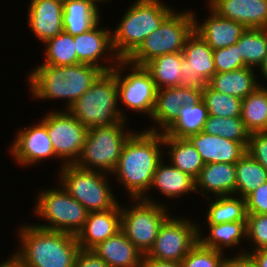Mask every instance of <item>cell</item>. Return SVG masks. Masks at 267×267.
Listing matches in <instances>:
<instances>
[{
	"mask_svg": "<svg viewBox=\"0 0 267 267\" xmlns=\"http://www.w3.org/2000/svg\"><path fill=\"white\" fill-rule=\"evenodd\" d=\"M163 133L143 129L126 141L118 163L111 173L131 199L159 203L149 194L153 175L164 158Z\"/></svg>",
	"mask_w": 267,
	"mask_h": 267,
	"instance_id": "obj_1",
	"label": "cell"
},
{
	"mask_svg": "<svg viewBox=\"0 0 267 267\" xmlns=\"http://www.w3.org/2000/svg\"><path fill=\"white\" fill-rule=\"evenodd\" d=\"M28 224L17 229L20 243L13 259L23 267H74L81 250L75 235Z\"/></svg>",
	"mask_w": 267,
	"mask_h": 267,
	"instance_id": "obj_2",
	"label": "cell"
},
{
	"mask_svg": "<svg viewBox=\"0 0 267 267\" xmlns=\"http://www.w3.org/2000/svg\"><path fill=\"white\" fill-rule=\"evenodd\" d=\"M103 73L90 64L48 66L39 64L26 76L30 95L36 100H61L64 110L78 100Z\"/></svg>",
	"mask_w": 267,
	"mask_h": 267,
	"instance_id": "obj_3",
	"label": "cell"
},
{
	"mask_svg": "<svg viewBox=\"0 0 267 267\" xmlns=\"http://www.w3.org/2000/svg\"><path fill=\"white\" fill-rule=\"evenodd\" d=\"M174 9L162 0L133 1L111 31L112 46L118 58L127 60Z\"/></svg>",
	"mask_w": 267,
	"mask_h": 267,
	"instance_id": "obj_4",
	"label": "cell"
},
{
	"mask_svg": "<svg viewBox=\"0 0 267 267\" xmlns=\"http://www.w3.org/2000/svg\"><path fill=\"white\" fill-rule=\"evenodd\" d=\"M119 105L116 77L112 72H103L68 111L87 129H91L127 121V114L121 106L119 109Z\"/></svg>",
	"mask_w": 267,
	"mask_h": 267,
	"instance_id": "obj_5",
	"label": "cell"
},
{
	"mask_svg": "<svg viewBox=\"0 0 267 267\" xmlns=\"http://www.w3.org/2000/svg\"><path fill=\"white\" fill-rule=\"evenodd\" d=\"M57 173L60 185L88 212L112 209L119 203L111 189V181H108L110 174L75 164L64 165Z\"/></svg>",
	"mask_w": 267,
	"mask_h": 267,
	"instance_id": "obj_6",
	"label": "cell"
},
{
	"mask_svg": "<svg viewBox=\"0 0 267 267\" xmlns=\"http://www.w3.org/2000/svg\"><path fill=\"white\" fill-rule=\"evenodd\" d=\"M57 186L42 189L35 199L34 215L45 224L33 225L51 231L77 236L87 220L88 211L57 182ZM44 190V191H43Z\"/></svg>",
	"mask_w": 267,
	"mask_h": 267,
	"instance_id": "obj_7",
	"label": "cell"
},
{
	"mask_svg": "<svg viewBox=\"0 0 267 267\" xmlns=\"http://www.w3.org/2000/svg\"><path fill=\"white\" fill-rule=\"evenodd\" d=\"M127 121L88 129L85 142L75 165L110 174L114 171L123 147L135 130H128ZM127 127V131H126Z\"/></svg>",
	"mask_w": 267,
	"mask_h": 267,
	"instance_id": "obj_8",
	"label": "cell"
},
{
	"mask_svg": "<svg viewBox=\"0 0 267 267\" xmlns=\"http://www.w3.org/2000/svg\"><path fill=\"white\" fill-rule=\"evenodd\" d=\"M174 9L158 29L146 37L139 48L127 59L133 65L144 66L165 54L182 52L187 38L194 31L193 10Z\"/></svg>",
	"mask_w": 267,
	"mask_h": 267,
	"instance_id": "obj_9",
	"label": "cell"
},
{
	"mask_svg": "<svg viewBox=\"0 0 267 267\" xmlns=\"http://www.w3.org/2000/svg\"><path fill=\"white\" fill-rule=\"evenodd\" d=\"M150 203L142 199H132L129 205L121 207V231L146 255L153 247L157 233L170 216L168 203Z\"/></svg>",
	"mask_w": 267,
	"mask_h": 267,
	"instance_id": "obj_10",
	"label": "cell"
},
{
	"mask_svg": "<svg viewBox=\"0 0 267 267\" xmlns=\"http://www.w3.org/2000/svg\"><path fill=\"white\" fill-rule=\"evenodd\" d=\"M125 69H129L128 73ZM111 72L115 75L118 85V103H121L126 111L133 110L149 119L154 110L158 90L150 73L143 66L133 65L127 60H120Z\"/></svg>",
	"mask_w": 267,
	"mask_h": 267,
	"instance_id": "obj_11",
	"label": "cell"
},
{
	"mask_svg": "<svg viewBox=\"0 0 267 267\" xmlns=\"http://www.w3.org/2000/svg\"><path fill=\"white\" fill-rule=\"evenodd\" d=\"M170 215L160 227L148 258L181 263L198 243V221Z\"/></svg>",
	"mask_w": 267,
	"mask_h": 267,
	"instance_id": "obj_12",
	"label": "cell"
},
{
	"mask_svg": "<svg viewBox=\"0 0 267 267\" xmlns=\"http://www.w3.org/2000/svg\"><path fill=\"white\" fill-rule=\"evenodd\" d=\"M47 127L60 169L75 164L82 151L88 129L68 110H50L40 119ZM62 164V165H61Z\"/></svg>",
	"mask_w": 267,
	"mask_h": 267,
	"instance_id": "obj_13",
	"label": "cell"
},
{
	"mask_svg": "<svg viewBox=\"0 0 267 267\" xmlns=\"http://www.w3.org/2000/svg\"><path fill=\"white\" fill-rule=\"evenodd\" d=\"M182 53L179 87L203 90L216 73L213 49L193 31L187 38Z\"/></svg>",
	"mask_w": 267,
	"mask_h": 267,
	"instance_id": "obj_14",
	"label": "cell"
},
{
	"mask_svg": "<svg viewBox=\"0 0 267 267\" xmlns=\"http://www.w3.org/2000/svg\"><path fill=\"white\" fill-rule=\"evenodd\" d=\"M10 146L8 152L18 166L30 167L43 160L57 159L47 127L41 120L20 128Z\"/></svg>",
	"mask_w": 267,
	"mask_h": 267,
	"instance_id": "obj_15",
	"label": "cell"
},
{
	"mask_svg": "<svg viewBox=\"0 0 267 267\" xmlns=\"http://www.w3.org/2000/svg\"><path fill=\"white\" fill-rule=\"evenodd\" d=\"M99 25L100 22L90 31L74 36L78 64H90L103 72H111L120 59L112 46L111 30Z\"/></svg>",
	"mask_w": 267,
	"mask_h": 267,
	"instance_id": "obj_16",
	"label": "cell"
},
{
	"mask_svg": "<svg viewBox=\"0 0 267 267\" xmlns=\"http://www.w3.org/2000/svg\"><path fill=\"white\" fill-rule=\"evenodd\" d=\"M201 100L202 90L195 88L178 86L158 89L150 117L151 123H155L145 130L163 133L178 117V112L183 106L195 105Z\"/></svg>",
	"mask_w": 267,
	"mask_h": 267,
	"instance_id": "obj_17",
	"label": "cell"
},
{
	"mask_svg": "<svg viewBox=\"0 0 267 267\" xmlns=\"http://www.w3.org/2000/svg\"><path fill=\"white\" fill-rule=\"evenodd\" d=\"M218 16L231 19L247 29L267 28V0H206Z\"/></svg>",
	"mask_w": 267,
	"mask_h": 267,
	"instance_id": "obj_18",
	"label": "cell"
},
{
	"mask_svg": "<svg viewBox=\"0 0 267 267\" xmlns=\"http://www.w3.org/2000/svg\"><path fill=\"white\" fill-rule=\"evenodd\" d=\"M28 28L42 44L63 32V4L55 0H30Z\"/></svg>",
	"mask_w": 267,
	"mask_h": 267,
	"instance_id": "obj_19",
	"label": "cell"
},
{
	"mask_svg": "<svg viewBox=\"0 0 267 267\" xmlns=\"http://www.w3.org/2000/svg\"><path fill=\"white\" fill-rule=\"evenodd\" d=\"M119 231H121L120 203L112 209L89 212L83 229L76 237L81 250H92Z\"/></svg>",
	"mask_w": 267,
	"mask_h": 267,
	"instance_id": "obj_20",
	"label": "cell"
},
{
	"mask_svg": "<svg viewBox=\"0 0 267 267\" xmlns=\"http://www.w3.org/2000/svg\"><path fill=\"white\" fill-rule=\"evenodd\" d=\"M208 18L200 22L194 13V31L213 49L226 48L240 39L246 27L239 22L218 16L208 6Z\"/></svg>",
	"mask_w": 267,
	"mask_h": 267,
	"instance_id": "obj_21",
	"label": "cell"
},
{
	"mask_svg": "<svg viewBox=\"0 0 267 267\" xmlns=\"http://www.w3.org/2000/svg\"><path fill=\"white\" fill-rule=\"evenodd\" d=\"M196 147L204 164H235L245 153L246 148L240 143L219 135H209L203 131L187 138Z\"/></svg>",
	"mask_w": 267,
	"mask_h": 267,
	"instance_id": "obj_22",
	"label": "cell"
},
{
	"mask_svg": "<svg viewBox=\"0 0 267 267\" xmlns=\"http://www.w3.org/2000/svg\"><path fill=\"white\" fill-rule=\"evenodd\" d=\"M195 180L196 193L206 199L213 196L236 195L235 164L207 163Z\"/></svg>",
	"mask_w": 267,
	"mask_h": 267,
	"instance_id": "obj_23",
	"label": "cell"
},
{
	"mask_svg": "<svg viewBox=\"0 0 267 267\" xmlns=\"http://www.w3.org/2000/svg\"><path fill=\"white\" fill-rule=\"evenodd\" d=\"M109 267H141L144 255L122 231L91 250Z\"/></svg>",
	"mask_w": 267,
	"mask_h": 267,
	"instance_id": "obj_24",
	"label": "cell"
},
{
	"mask_svg": "<svg viewBox=\"0 0 267 267\" xmlns=\"http://www.w3.org/2000/svg\"><path fill=\"white\" fill-rule=\"evenodd\" d=\"M153 188L157 189L160 195L163 194L168 199L176 200V198L196 192V180L169 162H165L163 158L155 170L149 191Z\"/></svg>",
	"mask_w": 267,
	"mask_h": 267,
	"instance_id": "obj_25",
	"label": "cell"
},
{
	"mask_svg": "<svg viewBox=\"0 0 267 267\" xmlns=\"http://www.w3.org/2000/svg\"><path fill=\"white\" fill-rule=\"evenodd\" d=\"M255 71L257 72L255 68L245 66L231 72L215 73L207 85L219 93L232 95L243 100L254 92L261 83L260 79L256 77Z\"/></svg>",
	"mask_w": 267,
	"mask_h": 267,
	"instance_id": "obj_26",
	"label": "cell"
},
{
	"mask_svg": "<svg viewBox=\"0 0 267 267\" xmlns=\"http://www.w3.org/2000/svg\"><path fill=\"white\" fill-rule=\"evenodd\" d=\"M100 12L91 0H67L63 4V31L72 36L90 31L101 22Z\"/></svg>",
	"mask_w": 267,
	"mask_h": 267,
	"instance_id": "obj_27",
	"label": "cell"
},
{
	"mask_svg": "<svg viewBox=\"0 0 267 267\" xmlns=\"http://www.w3.org/2000/svg\"><path fill=\"white\" fill-rule=\"evenodd\" d=\"M205 225L208 227L207 235L198 226V242L203 247L225 253L226 249L230 250L233 246L236 248L243 241L246 242V221Z\"/></svg>",
	"mask_w": 267,
	"mask_h": 267,
	"instance_id": "obj_28",
	"label": "cell"
},
{
	"mask_svg": "<svg viewBox=\"0 0 267 267\" xmlns=\"http://www.w3.org/2000/svg\"><path fill=\"white\" fill-rule=\"evenodd\" d=\"M164 157H168V162L181 172L197 178L204 167V162L196 147L187 138H176L163 135ZM167 154V155H166Z\"/></svg>",
	"mask_w": 267,
	"mask_h": 267,
	"instance_id": "obj_29",
	"label": "cell"
},
{
	"mask_svg": "<svg viewBox=\"0 0 267 267\" xmlns=\"http://www.w3.org/2000/svg\"><path fill=\"white\" fill-rule=\"evenodd\" d=\"M213 199V200H212ZM208 208L205 212L206 220L202 224H220L235 221H247L245 198L237 195L217 196L207 198Z\"/></svg>",
	"mask_w": 267,
	"mask_h": 267,
	"instance_id": "obj_30",
	"label": "cell"
},
{
	"mask_svg": "<svg viewBox=\"0 0 267 267\" xmlns=\"http://www.w3.org/2000/svg\"><path fill=\"white\" fill-rule=\"evenodd\" d=\"M182 52L158 56L143 67L150 73L157 89L178 87L181 79Z\"/></svg>",
	"mask_w": 267,
	"mask_h": 267,
	"instance_id": "obj_31",
	"label": "cell"
},
{
	"mask_svg": "<svg viewBox=\"0 0 267 267\" xmlns=\"http://www.w3.org/2000/svg\"><path fill=\"white\" fill-rule=\"evenodd\" d=\"M207 117L208 110L202 100L195 105H185L179 110L178 117L163 132V135L188 138L202 131Z\"/></svg>",
	"mask_w": 267,
	"mask_h": 267,
	"instance_id": "obj_32",
	"label": "cell"
},
{
	"mask_svg": "<svg viewBox=\"0 0 267 267\" xmlns=\"http://www.w3.org/2000/svg\"><path fill=\"white\" fill-rule=\"evenodd\" d=\"M236 195L245 198L267 182V170L246 152L236 163Z\"/></svg>",
	"mask_w": 267,
	"mask_h": 267,
	"instance_id": "obj_33",
	"label": "cell"
},
{
	"mask_svg": "<svg viewBox=\"0 0 267 267\" xmlns=\"http://www.w3.org/2000/svg\"><path fill=\"white\" fill-rule=\"evenodd\" d=\"M241 119L250 133L267 131V88L258 87L242 100Z\"/></svg>",
	"mask_w": 267,
	"mask_h": 267,
	"instance_id": "obj_34",
	"label": "cell"
},
{
	"mask_svg": "<svg viewBox=\"0 0 267 267\" xmlns=\"http://www.w3.org/2000/svg\"><path fill=\"white\" fill-rule=\"evenodd\" d=\"M236 44L245 66L257 69L267 55V28L246 29Z\"/></svg>",
	"mask_w": 267,
	"mask_h": 267,
	"instance_id": "obj_35",
	"label": "cell"
},
{
	"mask_svg": "<svg viewBox=\"0 0 267 267\" xmlns=\"http://www.w3.org/2000/svg\"><path fill=\"white\" fill-rule=\"evenodd\" d=\"M43 45H45V59L41 64L48 66L78 64L74 36L63 31L58 36L47 40Z\"/></svg>",
	"mask_w": 267,
	"mask_h": 267,
	"instance_id": "obj_36",
	"label": "cell"
},
{
	"mask_svg": "<svg viewBox=\"0 0 267 267\" xmlns=\"http://www.w3.org/2000/svg\"><path fill=\"white\" fill-rule=\"evenodd\" d=\"M202 131L209 135H219L240 142L246 149L249 144L250 132L246 129L241 117L224 118L208 115Z\"/></svg>",
	"mask_w": 267,
	"mask_h": 267,
	"instance_id": "obj_37",
	"label": "cell"
},
{
	"mask_svg": "<svg viewBox=\"0 0 267 267\" xmlns=\"http://www.w3.org/2000/svg\"><path fill=\"white\" fill-rule=\"evenodd\" d=\"M202 101L208 115L220 117H241L242 99L225 93H219L208 85L202 90Z\"/></svg>",
	"mask_w": 267,
	"mask_h": 267,
	"instance_id": "obj_38",
	"label": "cell"
},
{
	"mask_svg": "<svg viewBox=\"0 0 267 267\" xmlns=\"http://www.w3.org/2000/svg\"><path fill=\"white\" fill-rule=\"evenodd\" d=\"M229 259L222 252L203 247L199 242L189 251L181 261L182 267H224Z\"/></svg>",
	"mask_w": 267,
	"mask_h": 267,
	"instance_id": "obj_39",
	"label": "cell"
},
{
	"mask_svg": "<svg viewBox=\"0 0 267 267\" xmlns=\"http://www.w3.org/2000/svg\"><path fill=\"white\" fill-rule=\"evenodd\" d=\"M246 240L250 251L267 248V214H247Z\"/></svg>",
	"mask_w": 267,
	"mask_h": 267,
	"instance_id": "obj_40",
	"label": "cell"
},
{
	"mask_svg": "<svg viewBox=\"0 0 267 267\" xmlns=\"http://www.w3.org/2000/svg\"><path fill=\"white\" fill-rule=\"evenodd\" d=\"M213 59L216 73L231 72L245 67L237 44L213 50Z\"/></svg>",
	"mask_w": 267,
	"mask_h": 267,
	"instance_id": "obj_41",
	"label": "cell"
},
{
	"mask_svg": "<svg viewBox=\"0 0 267 267\" xmlns=\"http://www.w3.org/2000/svg\"><path fill=\"white\" fill-rule=\"evenodd\" d=\"M246 152L267 170V131L250 133Z\"/></svg>",
	"mask_w": 267,
	"mask_h": 267,
	"instance_id": "obj_42",
	"label": "cell"
},
{
	"mask_svg": "<svg viewBox=\"0 0 267 267\" xmlns=\"http://www.w3.org/2000/svg\"><path fill=\"white\" fill-rule=\"evenodd\" d=\"M247 214H267V182L245 197Z\"/></svg>",
	"mask_w": 267,
	"mask_h": 267,
	"instance_id": "obj_43",
	"label": "cell"
},
{
	"mask_svg": "<svg viewBox=\"0 0 267 267\" xmlns=\"http://www.w3.org/2000/svg\"><path fill=\"white\" fill-rule=\"evenodd\" d=\"M74 267H109L101 258L91 250H80Z\"/></svg>",
	"mask_w": 267,
	"mask_h": 267,
	"instance_id": "obj_44",
	"label": "cell"
},
{
	"mask_svg": "<svg viewBox=\"0 0 267 267\" xmlns=\"http://www.w3.org/2000/svg\"><path fill=\"white\" fill-rule=\"evenodd\" d=\"M239 250L240 252L237 251L236 255L234 253L233 257L246 255L256 267H267V248L255 251L244 250L243 248Z\"/></svg>",
	"mask_w": 267,
	"mask_h": 267,
	"instance_id": "obj_45",
	"label": "cell"
},
{
	"mask_svg": "<svg viewBox=\"0 0 267 267\" xmlns=\"http://www.w3.org/2000/svg\"><path fill=\"white\" fill-rule=\"evenodd\" d=\"M141 267H182V265L179 262L151 259L144 255Z\"/></svg>",
	"mask_w": 267,
	"mask_h": 267,
	"instance_id": "obj_46",
	"label": "cell"
},
{
	"mask_svg": "<svg viewBox=\"0 0 267 267\" xmlns=\"http://www.w3.org/2000/svg\"><path fill=\"white\" fill-rule=\"evenodd\" d=\"M224 267H256V266L245 255V256L229 257V259L224 264Z\"/></svg>",
	"mask_w": 267,
	"mask_h": 267,
	"instance_id": "obj_47",
	"label": "cell"
},
{
	"mask_svg": "<svg viewBox=\"0 0 267 267\" xmlns=\"http://www.w3.org/2000/svg\"><path fill=\"white\" fill-rule=\"evenodd\" d=\"M257 69H259L257 71H259L265 81H267V55L265 56L263 63ZM259 87L267 88V86L262 85V83H259Z\"/></svg>",
	"mask_w": 267,
	"mask_h": 267,
	"instance_id": "obj_48",
	"label": "cell"
},
{
	"mask_svg": "<svg viewBox=\"0 0 267 267\" xmlns=\"http://www.w3.org/2000/svg\"><path fill=\"white\" fill-rule=\"evenodd\" d=\"M0 267H23L21 266L15 259L11 256L7 257V259L0 263Z\"/></svg>",
	"mask_w": 267,
	"mask_h": 267,
	"instance_id": "obj_49",
	"label": "cell"
},
{
	"mask_svg": "<svg viewBox=\"0 0 267 267\" xmlns=\"http://www.w3.org/2000/svg\"><path fill=\"white\" fill-rule=\"evenodd\" d=\"M94 4H96L97 6H99L98 4L99 3H108V2H105V1H109V0H91Z\"/></svg>",
	"mask_w": 267,
	"mask_h": 267,
	"instance_id": "obj_50",
	"label": "cell"
},
{
	"mask_svg": "<svg viewBox=\"0 0 267 267\" xmlns=\"http://www.w3.org/2000/svg\"><path fill=\"white\" fill-rule=\"evenodd\" d=\"M55 1H58V2H61L62 4H64L67 0H55Z\"/></svg>",
	"mask_w": 267,
	"mask_h": 267,
	"instance_id": "obj_51",
	"label": "cell"
}]
</instances>
